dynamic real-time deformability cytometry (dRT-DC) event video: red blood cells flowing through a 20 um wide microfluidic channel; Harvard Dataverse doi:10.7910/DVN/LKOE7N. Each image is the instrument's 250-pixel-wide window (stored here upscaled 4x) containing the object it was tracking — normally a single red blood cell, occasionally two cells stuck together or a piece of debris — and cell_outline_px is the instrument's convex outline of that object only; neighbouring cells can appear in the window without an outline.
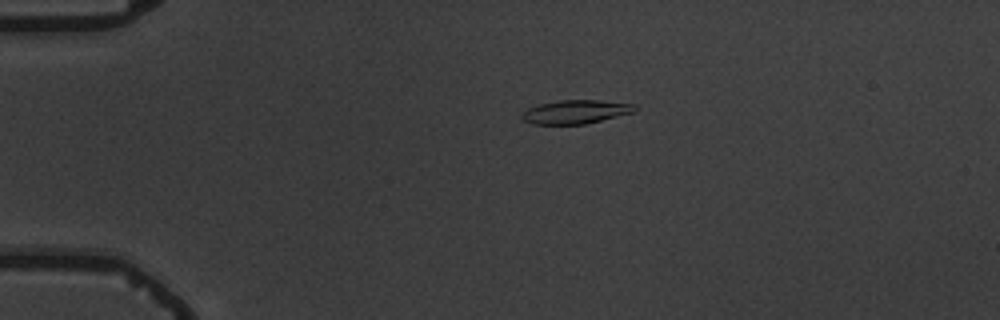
{"species": "common noctule bat (a hibernating species)", "species_latin": "Nyctalus noctula", "temperature_condition": "warm", "stored_images_in_passage": 5, "camera_frame_rate_fps": 3000, "um_per_image_px": 0.085, "animal": {"sex": "male", "body_mass_g": 19.5, "forearm_length_mm": 54.6}, "frame": {"image": 1, "passage_image": 2, "time_ms": 1.333, "image_size_px": [1000, 320], "cell_outline_px": [[636, 112], [584, 124], [532, 124], [524, 120], [520, 116], [528, 108], [540, 104], [560, 100], [596, 100], [636, 104]], "centroid_in_image_um": [48.96, 9.5], "position_along_channel_um": 36.0, "area_um2": 15.49}}
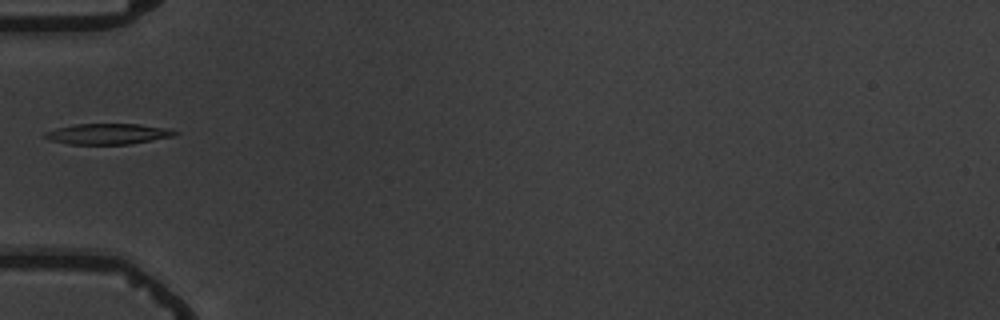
{"frame": {"image": 2, "passage_image": 4, "time_ms": 3.667, "image_size_px": [1000, 320], "cell_outline_px": [[180, 132], [176, 136], [128, 144], [68, 144], [52, 140], [44, 136], [44, 132], [56, 128], [76, 124], [140, 124], [168, 128]], "centroid_in_image_um": [9.22, 11.37], "position_along_channel_um": 75.8, "area_um2": 15.66}}
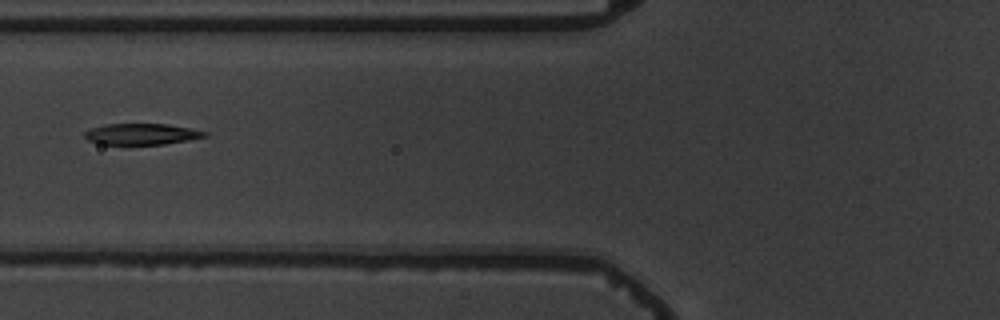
{"frame": {"image": 3, "passage_image": 5, "time_ms": 4.667, "image_size_px": [1000, 320], "cell_outline_px": [[208, 136], [188, 140], [164, 144], [100, 144], [88, 140], [84, 136], [84, 132], [92, 128], [104, 124], [168, 124], [208, 132]], "centroid_in_image_um": [12.03, 11.39], "position_along_channel_um": 113.8, "area_um2": 14.68}}